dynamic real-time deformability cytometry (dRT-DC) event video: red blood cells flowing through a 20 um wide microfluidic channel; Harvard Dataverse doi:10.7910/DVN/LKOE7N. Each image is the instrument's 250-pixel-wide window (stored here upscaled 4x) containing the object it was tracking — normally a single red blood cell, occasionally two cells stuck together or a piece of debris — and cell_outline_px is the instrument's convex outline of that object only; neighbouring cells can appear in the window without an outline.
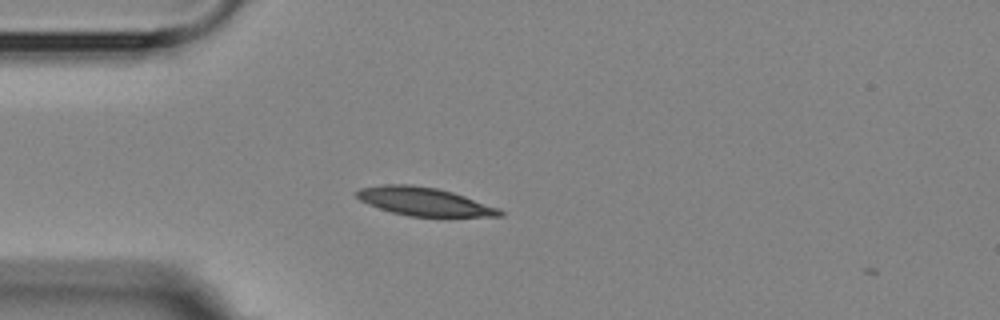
{"species": "Egyptian fruit bat (a non-hibernating species)", "species_latin": "Rousettus aegyptiacus", "temperature_condition": "room temperature", "stored_images_in_passage": 2, "camera_frame_rate_fps": 3000, "um_per_image_px": 0.085, "animal": {"sex": "female"}, "frame": {"image": 1, "passage_image": 1, "time_ms": 0.0, "image_size_px": [1000, 320], "cell_outline_px": [[504, 216], [448, 220], [408, 216], [392, 212], [368, 204], [360, 200], [352, 192], [360, 188], [384, 184], [412, 184], [436, 188], [452, 192], [500, 208], [504, 212]], "centroid_in_image_um": [36.17, 17.19], "position_along_channel_um": 48.8, "area_um2": 24.91}}